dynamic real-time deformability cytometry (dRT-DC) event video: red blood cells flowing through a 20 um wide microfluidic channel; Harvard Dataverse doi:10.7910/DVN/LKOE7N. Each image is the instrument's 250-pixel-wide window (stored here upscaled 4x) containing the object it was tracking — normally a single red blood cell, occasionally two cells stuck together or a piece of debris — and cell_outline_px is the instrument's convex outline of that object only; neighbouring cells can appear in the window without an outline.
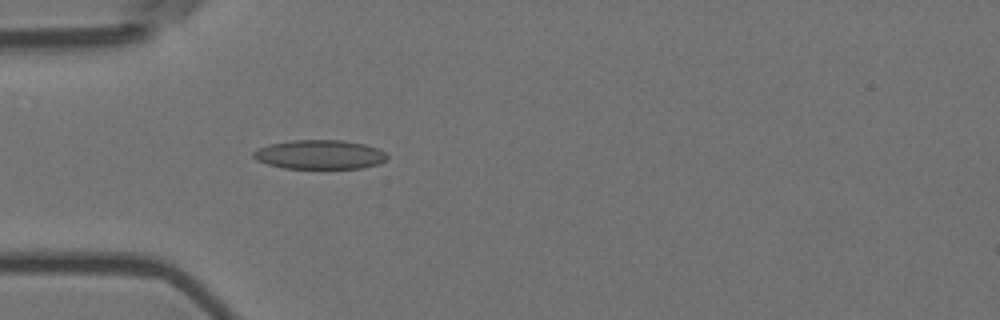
{"species": "Egyptian fruit bat (a non-hibernating species)", "species_latin": "Rousettus aegyptiacus", "temperature_condition": "room temperature", "stored_images_in_passage": 3, "camera_frame_rate_fps": 3000, "um_per_image_px": 0.085, "animal": {"sex": "female"}, "frame": {"image": 1, "passage_image": 3, "time_ms": 0.667, "image_size_px": [1000, 320], "cell_outline_px": [[388, 156], [380, 164], [360, 168], [284, 168], [268, 164], [256, 160], [252, 156], [252, 152], [256, 148], [268, 144], [292, 140], [344, 140], [364, 144], [376, 148], [384, 152]], "centroid_in_image_um": [27.13, 13.13], "position_along_channel_um": 57.9, "area_um2": 22.77}}